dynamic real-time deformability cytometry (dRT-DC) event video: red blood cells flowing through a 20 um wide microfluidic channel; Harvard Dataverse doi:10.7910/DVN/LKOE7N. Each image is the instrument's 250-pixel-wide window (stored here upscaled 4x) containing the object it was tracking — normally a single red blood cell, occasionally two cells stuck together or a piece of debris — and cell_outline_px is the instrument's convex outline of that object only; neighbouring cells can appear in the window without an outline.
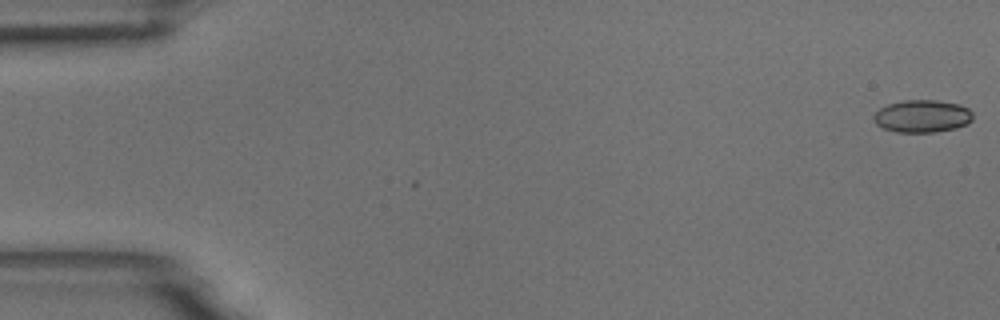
{"species": "common noctule bat (a hibernating species)", "species_latin": "Nyctalus noctula", "temperature_condition": "room temperature", "stored_images_in_passage": 7, "camera_frame_rate_fps": 3000, "um_per_image_px": 0.085, "animal": {"sex": "male", "body_mass_g": 18.8}, "frame": {"image": 1, "passage_image": 1, "time_ms": 0.0, "image_size_px": [1000, 320], "cell_outline_px": [[972, 120], [968, 124], [956, 128], [932, 132], [896, 132], [884, 128], [876, 124], [872, 116], [880, 108], [888, 104], [904, 100], [936, 100], [960, 104], [968, 108], [972, 112]], "centroid_in_image_um": [78.4, 9.87], "position_along_channel_um": 6.6, "area_um2": 18.84}}